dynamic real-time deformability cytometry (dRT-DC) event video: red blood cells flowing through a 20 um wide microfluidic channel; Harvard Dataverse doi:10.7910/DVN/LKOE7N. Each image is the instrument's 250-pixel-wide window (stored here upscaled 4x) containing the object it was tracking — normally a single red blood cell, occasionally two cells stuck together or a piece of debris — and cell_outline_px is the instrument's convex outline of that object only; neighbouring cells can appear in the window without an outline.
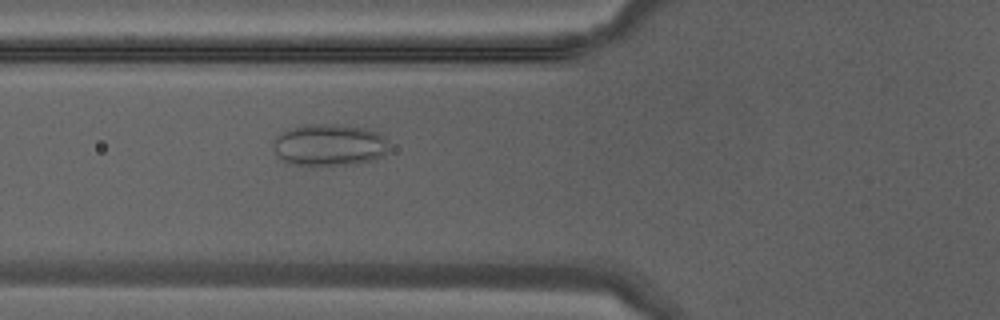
{"species": "Egyptian fruit bat (a non-hibernating species)", "species_latin": "Rousettus aegyptiacus", "temperature_condition": "warm", "stored_images_in_passage": 36, "camera_frame_rate_fps": 3000, "um_per_image_px": 0.085, "animal": {"sex": "male"}, "frame": {"image": 1, "passage_image": 11, "time_ms": 3.333, "image_size_px": [1000, 320], "cell_outline_px": [[388, 148], [376, 160], [356, 164], [320, 168], [288, 164], [272, 148], [272, 144], [276, 136], [280, 132], [288, 128], [304, 124], [340, 124], [364, 128], [376, 132], [384, 136]], "centroid_in_image_um": [27.93, 12.35], "position_along_channel_um": 97.9, "area_um2": 29.13}}